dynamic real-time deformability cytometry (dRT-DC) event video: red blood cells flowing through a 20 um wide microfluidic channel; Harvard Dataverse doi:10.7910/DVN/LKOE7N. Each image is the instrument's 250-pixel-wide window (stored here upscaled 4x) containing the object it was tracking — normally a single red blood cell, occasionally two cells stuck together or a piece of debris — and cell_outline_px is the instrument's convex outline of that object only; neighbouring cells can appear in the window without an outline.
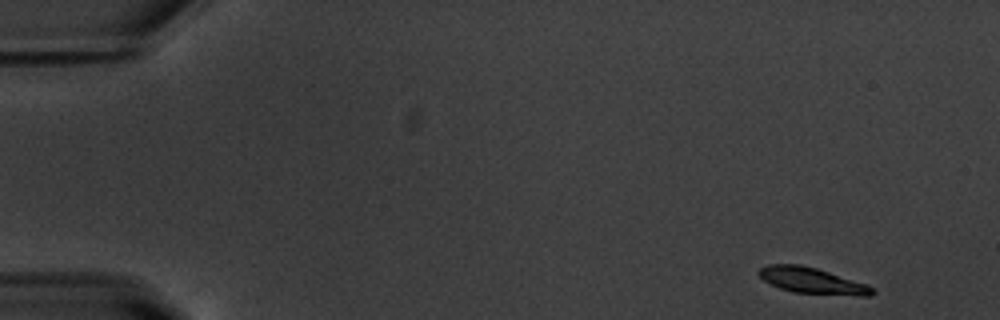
{"species": "common noctule bat (a hibernating species)", "species_latin": "Nyctalus noctula", "temperature_condition": "warm", "stored_images_in_passage": 51, "camera_frame_rate_fps": 3000, "um_per_image_px": 0.085, "animal": {"sex": "male", "body_mass_g": 20.1, "forearm_length_mm": 53.5}, "frame": {"image": 1, "passage_image": 1, "time_ms": 0.0, "image_size_px": [1000, 320], "cell_outline_px": [[876, 292], [872, 296], [860, 296], [792, 292], [780, 288], [764, 280], [756, 272], [760, 268], [768, 264], [800, 264], [816, 268], [868, 284]], "centroid_in_image_um": [69.05, 23.86], "position_along_channel_um": 15.9, "area_um2": 17.22}}
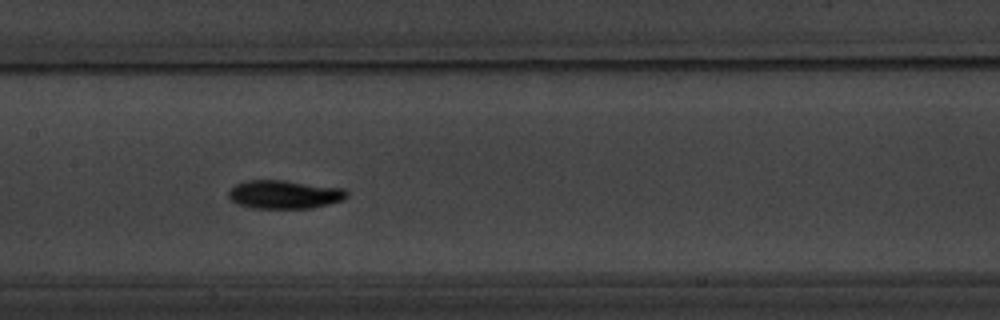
{"frame": {"image": 2, "passage_image": 24, "time_ms": 7.667, "image_size_px": [1000, 320], "cell_outline_px": [[348, 196], [344, 200], [312, 208], [252, 208], [236, 204], [228, 196], [228, 192], [236, 184], [244, 180], [280, 180], [344, 188], [348, 192]], "centroid_in_image_um": [24.17, 16.53], "position_along_channel_um": 183.2, "area_um2": 19.65}}
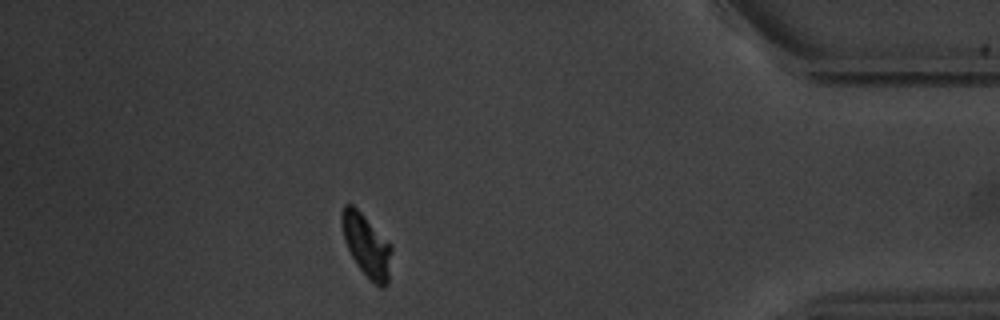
{"frame": {"image": 3, "passage_image": 45, "time_ms": 14.667, "image_size_px": [1000, 320], "cell_outline_px": [[392, 248], [388, 284], [384, 288], [380, 288], [360, 268], [352, 256], [344, 240], [340, 220], [340, 212], [344, 204], [352, 204], [392, 244]], "centroid_in_image_um": [31.16, 20.83], "position_along_channel_um": 404.0, "area_um2": 18.03}, "authors_computed_cell_mechanics": {"area_um2": 17.918, "velocity_mm_per_s": 3.7277, "shape_relaxation_time_tau1_ms": 4.5769, "shape_relaxation_time_tau2_ms": null, "deformation_change_tau1": 0.1796, "deformation_change_tau2": null}}